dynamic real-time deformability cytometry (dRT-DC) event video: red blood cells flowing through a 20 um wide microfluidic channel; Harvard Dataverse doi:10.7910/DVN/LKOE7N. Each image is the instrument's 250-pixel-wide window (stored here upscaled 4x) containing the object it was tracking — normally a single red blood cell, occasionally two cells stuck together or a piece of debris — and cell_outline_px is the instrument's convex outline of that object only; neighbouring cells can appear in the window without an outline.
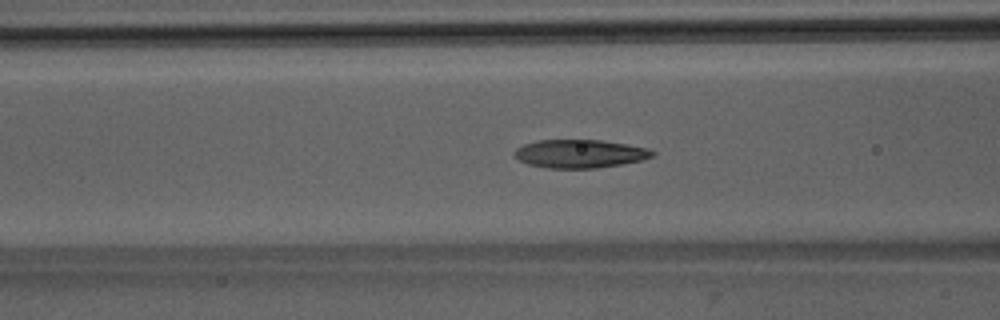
{"species": "Egyptian fruit bat (a non-hibernating species)", "species_latin": "Rousettus aegyptiacus", "temperature_condition": "room temperature", "stored_images_in_passage": 51, "camera_frame_rate_fps": 3000, "um_per_image_px": 0.085, "animal": {"sex": "male"}, "frame": {"image": 1, "passage_image": 20, "time_ms": 6.333, "image_size_px": [1000, 320], "cell_outline_px": [[656, 156], [640, 160], [620, 164], [596, 168], [548, 168], [528, 164], [512, 156], [516, 148], [524, 144], [536, 140], [600, 140], [648, 148], [656, 152]], "centroid_in_image_um": [49.27, 13.06], "position_along_channel_um": 117.3, "area_um2": 22.72}}
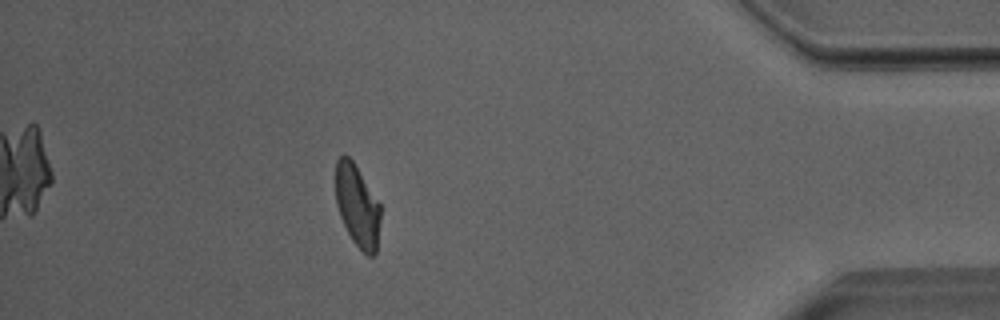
{"frame": {"image": 2, "passage_image": 45, "time_ms": 14.667, "image_size_px": [1000, 320], "cell_outline_px": [[380, 220], [376, 252], [372, 256], [368, 256], [352, 240], [340, 216], [336, 204], [336, 160], [340, 156], [348, 156], [352, 160], [380, 204]], "centroid_in_image_um": [30.37, 17.5], "position_along_channel_um": 404.8, "area_um2": 21.1}, "authors_computed_cell_mechanics": {"area_um2": 22.8888, "velocity_mm_per_s": 4.0085, "shape_relaxation_time_tau1_ms": 4.8125, "shape_relaxation_time_tau2_ms": 1.9584, "deformation_change_tau1": 0.1655, "deformation_change_tau2": 0.0946}}